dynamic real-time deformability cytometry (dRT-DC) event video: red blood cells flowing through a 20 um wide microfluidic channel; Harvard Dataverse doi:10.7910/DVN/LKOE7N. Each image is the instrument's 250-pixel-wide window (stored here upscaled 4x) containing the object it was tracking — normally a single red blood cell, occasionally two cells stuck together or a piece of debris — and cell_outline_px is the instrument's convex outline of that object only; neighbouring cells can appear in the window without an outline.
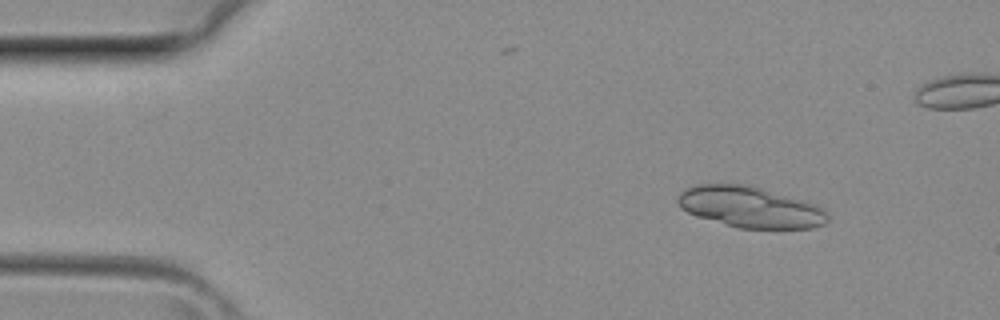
{"species": "common noctule bat (a hibernating species)", "species_latin": "Nyctalus noctula", "temperature_condition": "room temperature", "stored_images_in_passage": 39, "segment_of_instrument_passage": [1, 2], "camera_frame_rate_fps": 3000, "um_per_image_px": 0.085, "animal": {"sex": "female", "body_mass_g": 29.2, "forearm_length_mm": 56.3}, "frame": {"image": 1, "passage_image": 5, "time_ms": 1.333, "image_size_px": [1000, 320], "cell_outline_px": [[828, 220], [824, 224], [812, 228], [740, 228], [696, 216], [680, 208], [676, 200], [680, 192], [696, 184], [744, 184], [760, 188], [816, 204], [828, 216]], "centroid_in_image_um": [63.72, 17.6], "position_along_channel_um": 21.3, "area_um2": 35.37}}